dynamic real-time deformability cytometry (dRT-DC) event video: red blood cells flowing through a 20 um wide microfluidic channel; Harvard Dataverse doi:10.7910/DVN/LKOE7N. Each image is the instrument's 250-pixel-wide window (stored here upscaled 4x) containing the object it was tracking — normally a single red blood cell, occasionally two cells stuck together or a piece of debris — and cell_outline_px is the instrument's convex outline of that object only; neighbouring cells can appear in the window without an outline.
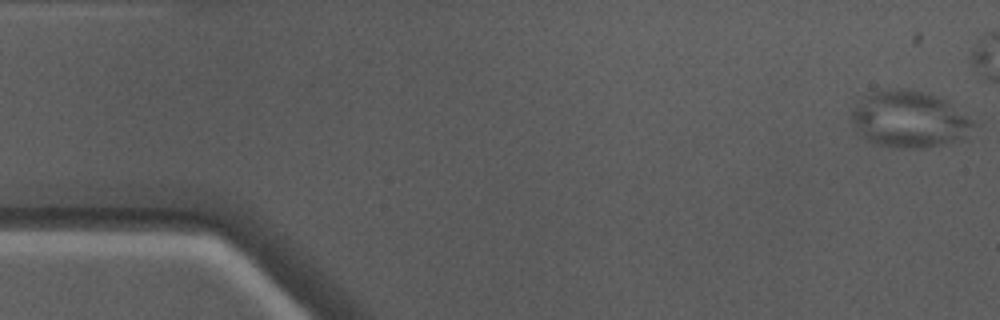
{"species": "Egyptian fruit bat (a non-hibernating species)", "species_latin": "Rousettus aegyptiacus", "temperature_condition": "warm", "stored_images_in_passage": 40, "camera_frame_rate_fps": 3000, "um_per_image_px": 0.085, "animal": {"sex": "male"}, "frame": {"image": 1, "passage_image": 1, "time_ms": 0.0, "image_size_px": [1000, 320], "cell_outline_px": [[980, 120], [964, 140], [924, 148], [892, 148], [868, 140], [856, 132], [852, 120], [852, 112], [868, 96], [876, 92], [900, 88], [904, 88], [920, 92], [948, 100]], "centroid_in_image_um": [77.46, 10.18], "position_along_channel_um": 7.5, "area_um2": 40.4}}
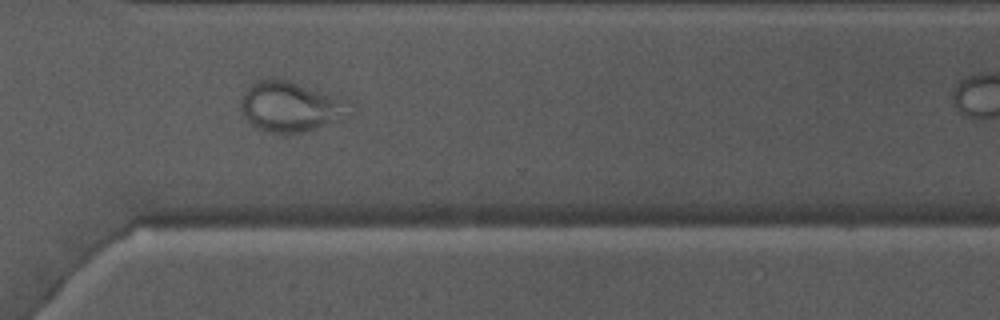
{"frame": {"image": 2, "passage_image": 36, "time_ms": 11.667, "image_size_px": [1000, 320], "cell_outline_px": [[356, 112], [352, 116], [304, 132], [280, 136], [268, 132], [252, 124], [244, 116], [240, 108], [240, 100], [244, 92], [256, 80], [276, 76], [352, 100]], "centroid_in_image_um": [24.8, 9.06], "position_along_channel_um": 345.8, "area_um2": 33.23}}
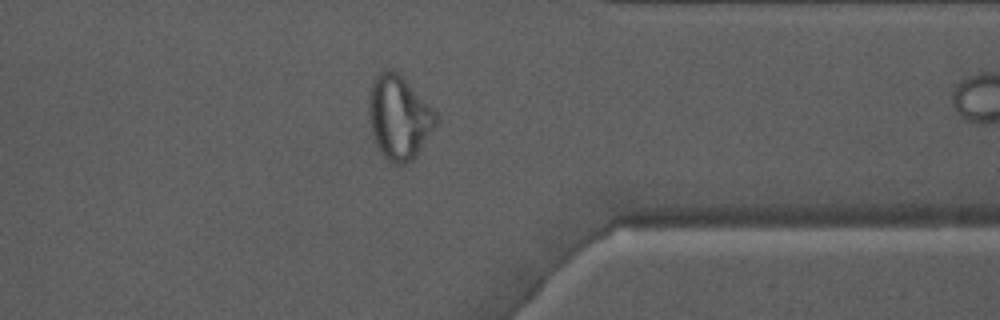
{"frame": {"image": 3, "passage_image": 39, "time_ms": 12.667, "image_size_px": [1000, 320], "cell_outline_px": [[440, 120], [416, 156], [412, 160], [404, 164], [392, 164], [376, 148], [368, 120], [368, 88], [376, 72], [384, 68], [392, 68], [400, 72], [440, 116]], "centroid_in_image_um": [33.89, 9.92], "position_along_channel_um": 377.5, "area_um2": 34.04}}